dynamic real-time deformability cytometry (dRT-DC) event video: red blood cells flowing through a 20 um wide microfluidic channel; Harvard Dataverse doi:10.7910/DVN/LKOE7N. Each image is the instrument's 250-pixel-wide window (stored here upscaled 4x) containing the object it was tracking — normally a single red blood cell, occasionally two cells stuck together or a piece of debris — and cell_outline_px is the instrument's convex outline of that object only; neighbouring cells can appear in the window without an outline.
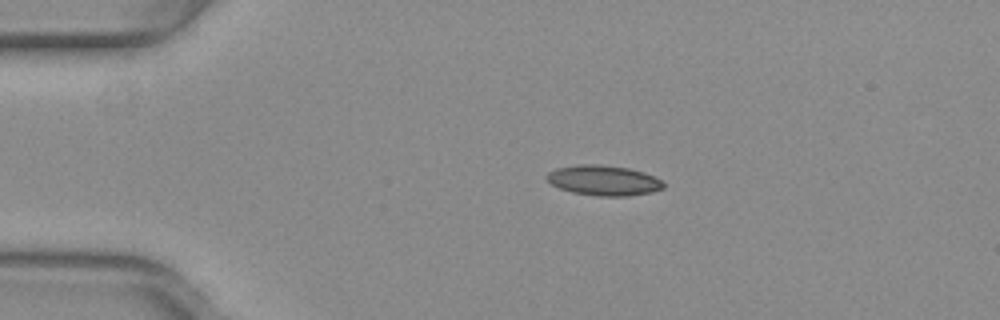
{"species": "common noctule bat (a hibernating species)", "species_latin": "Nyctalus noctula", "temperature_condition": "warm", "stored_images_in_passage": 42, "camera_frame_rate_fps": 3000, "um_per_image_px": 0.085, "animal": {"sex": "female", "body_mass_g": 29.2, "forearm_length_mm": 56.3}, "frame": {"image": 1, "passage_image": 1, "time_ms": 0.0, "image_size_px": [1000, 320], "cell_outline_px": [[664, 188], [652, 192], [628, 196], [596, 196], [572, 192], [560, 188], [552, 184], [544, 176], [548, 172], [556, 168], [580, 164], [600, 164], [628, 168], [644, 172], [660, 180], [664, 184]], "centroid_in_image_um": [51.29, 15.33], "position_along_channel_um": 33.7, "area_um2": 20.52}}
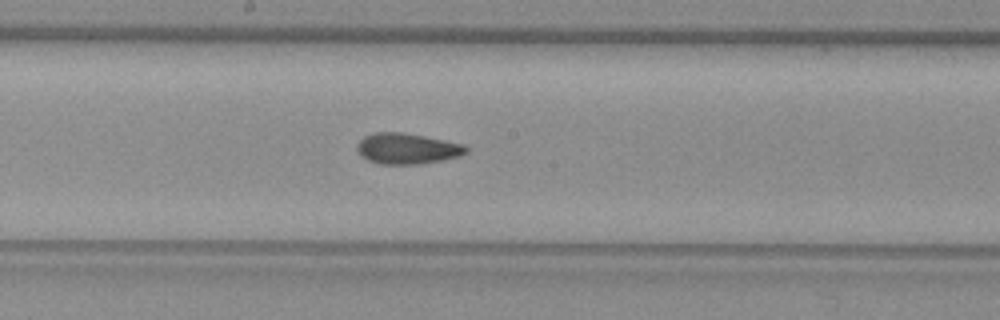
{"frame": {"image": 2, "passage_image": 18, "time_ms": 5.667, "image_size_px": [1000, 320], "cell_outline_px": [[468, 152], [460, 156], [444, 160], [420, 164], [380, 164], [368, 160], [360, 156], [356, 148], [356, 144], [364, 136], [372, 132], [404, 132], [464, 144], [468, 148]], "centroid_in_image_um": [34.59, 12.63], "position_along_channel_um": 213.6, "area_um2": 19.83}}
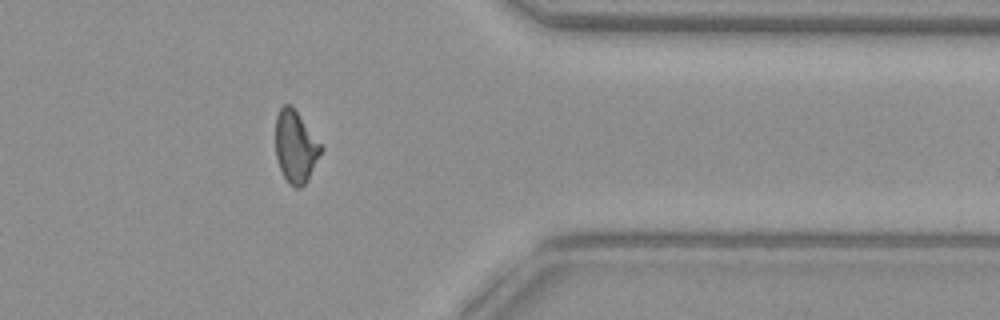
{"frame": {"image": 3, "passage_image": 32, "time_ms": 10.333, "image_size_px": [1000, 320], "cell_outline_px": [[324, 148], [308, 180], [300, 188], [296, 188], [288, 184], [280, 168], [276, 156], [276, 116], [280, 108], [284, 104], [292, 104]], "centroid_in_image_um": [25.13, 12.46], "position_along_channel_um": 386.3, "area_um2": 19.19}, "authors_computed_cell_mechanics": {"area_um2": 19.4208, "velocity_mm_per_s": 4.0301, "shape_relaxation_time_tau1_ms": null, "shape_relaxation_time_tau2_ms": 2.2286, "deformation_change_tau1": null, "deformation_change_tau2": 0.0908}}